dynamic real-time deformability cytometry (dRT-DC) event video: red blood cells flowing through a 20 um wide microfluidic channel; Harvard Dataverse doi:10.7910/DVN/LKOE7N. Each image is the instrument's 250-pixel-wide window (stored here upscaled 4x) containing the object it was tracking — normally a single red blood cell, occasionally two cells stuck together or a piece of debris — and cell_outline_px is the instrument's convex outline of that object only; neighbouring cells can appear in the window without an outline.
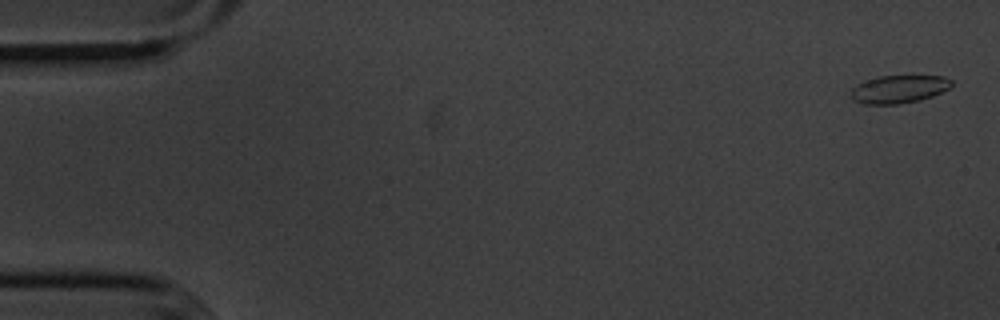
{"species": "common noctule bat (a hibernating species)", "species_latin": "Nyctalus noctula", "temperature_condition": "cold", "stored_images_in_passage": 56, "camera_frame_rate_fps": 3000, "um_per_image_px": 0.085, "animal": {"sex": "male", "body_mass_g": 20.1, "forearm_length_mm": 53.5}, "frame": {"image": 1, "passage_image": 2, "time_ms": 0.333, "image_size_px": [1000, 320], "cell_outline_px": [[952, 84], [948, 88], [932, 96], [920, 100], [900, 104], [864, 104], [852, 100], [852, 88], [856, 84], [876, 76], [944, 76], [952, 80]], "centroid_in_image_um": [76.38, 7.58], "position_along_channel_um": 8.6, "area_um2": 16.36}}
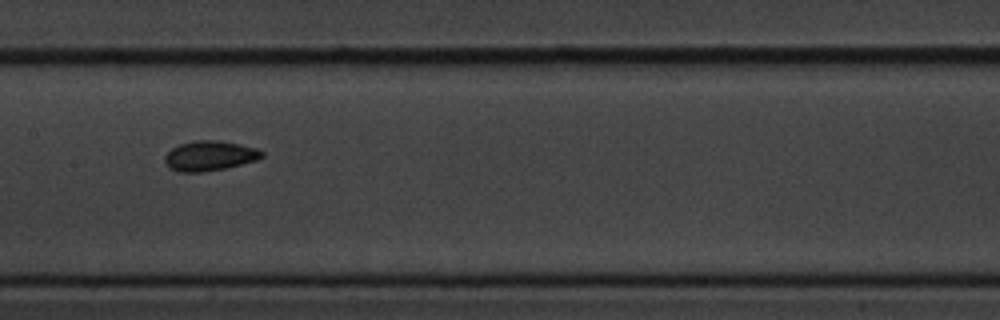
{"frame": {"image": 2, "passage_image": 28, "time_ms": 9.0, "image_size_px": [1000, 320], "cell_outline_px": [[264, 156], [256, 160], [224, 168], [200, 172], [180, 172], [172, 168], [164, 160], [164, 156], [172, 148], [180, 144], [192, 140], [220, 140], [240, 144], [256, 148], [264, 152]], "centroid_in_image_um": [17.83, 13.22], "position_along_channel_um": 189.6, "area_um2": 16.76}}
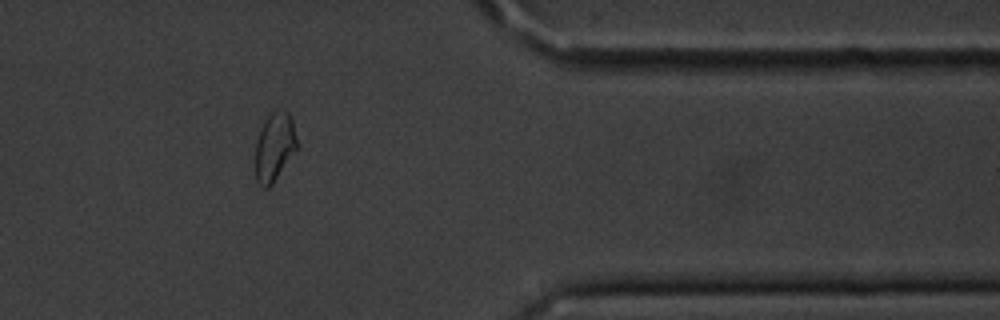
{"frame": {"image": 3, "passage_image": 46, "time_ms": 15.0, "image_size_px": [1000, 320], "cell_outline_px": [[300, 144], [272, 184], [268, 188], [264, 188], [256, 180], [256, 140], [264, 120], [272, 112], [280, 108], [284, 108], [292, 116]], "centroid_in_image_um": [23.38, 12.42], "position_along_channel_um": 388.0, "area_um2": 16.94}, "authors_computed_cell_mechanics": {"area_um2": 16.7331, "velocity_mm_per_s": 3.6126, "shape_relaxation_time_tau1_ms": 5.4199, "shape_relaxation_time_tau2_ms": 2.3924, "deformation_change_tau1": 0.0807, "deformation_change_tau2": 0.0466}}